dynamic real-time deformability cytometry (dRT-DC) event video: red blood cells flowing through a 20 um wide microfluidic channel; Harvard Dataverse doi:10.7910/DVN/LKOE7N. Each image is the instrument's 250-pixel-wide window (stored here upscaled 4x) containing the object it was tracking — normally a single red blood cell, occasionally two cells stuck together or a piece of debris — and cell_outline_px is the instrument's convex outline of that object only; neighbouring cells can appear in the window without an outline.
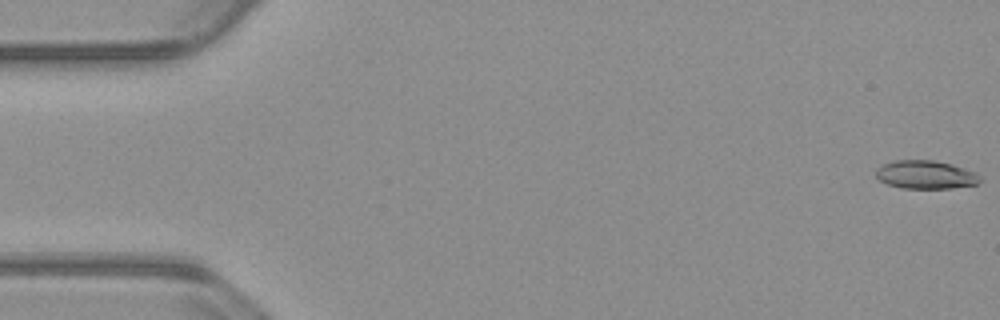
{"species": "common noctule bat (a hibernating species)", "species_latin": "Nyctalus noctula", "temperature_condition": "warm", "stored_images_in_passage": 55, "camera_frame_rate_fps": 3000, "um_per_image_px": 0.085, "animal": {"sex": "male", "body_mass_g": 23.1, "forearm_length_mm": 52.7}, "frame": {"image": 1, "passage_image": 1, "time_ms": 0.0, "image_size_px": [1000, 320], "cell_outline_px": [[980, 180], [976, 184], [952, 188], [900, 188], [888, 184], [880, 180], [876, 176], [876, 168], [884, 164], [896, 160], [932, 160], [952, 164], [976, 172], [980, 176]], "centroid_in_image_um": [78.68, 14.84], "position_along_channel_um": 6.3, "area_um2": 17.11}}
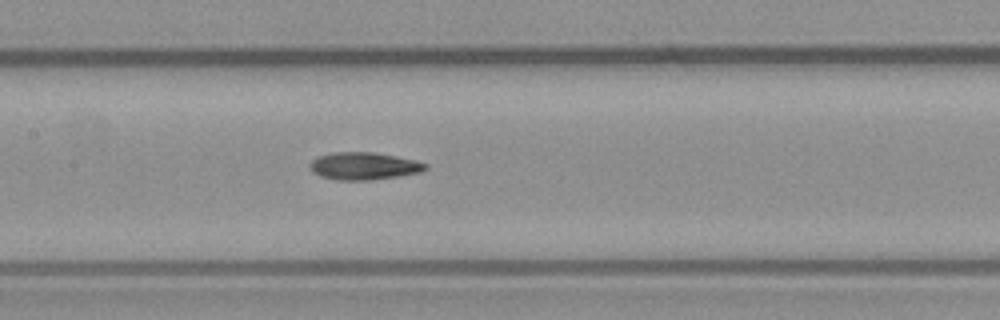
{"frame": {"image": 2, "passage_image": 26, "time_ms": 8.333, "image_size_px": [1000, 320], "cell_outline_px": [[428, 168], [420, 172], [400, 176], [368, 180], [336, 180], [320, 176], [312, 172], [308, 168], [308, 164], [312, 160], [320, 156], [332, 152], [372, 152], [396, 156], [416, 160], [428, 164]], "centroid_in_image_um": [30.91, 14.11], "position_along_channel_um": 176.5, "area_um2": 18.61}}
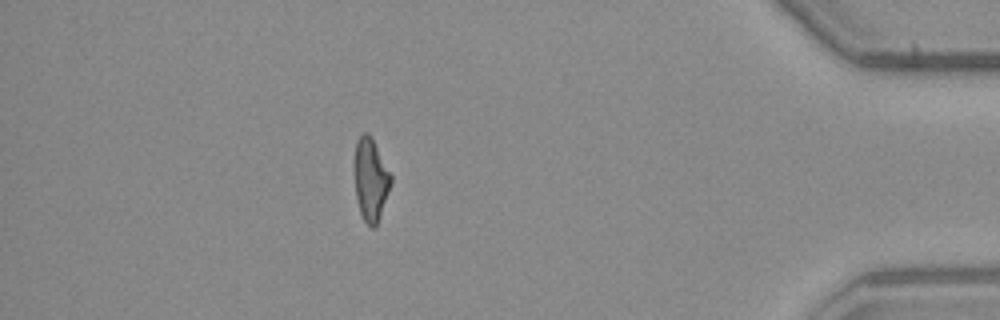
{"frame": {"image": 3, "passage_image": 48, "time_ms": 15.667, "image_size_px": [1000, 320], "cell_outline_px": [[392, 184], [376, 224], [372, 228], [364, 220], [360, 212], [356, 200], [352, 168], [352, 164], [356, 140], [364, 132], [368, 132], [372, 136], [392, 176]], "centroid_in_image_um": [31.46, 15.18], "position_along_channel_um": 403.7, "area_um2": 18.09}, "authors_computed_cell_mechanics": {"area_um2": 17.918, "velocity_mm_per_s": 3.8093, "shape_relaxation_time_tau1_ms": 10.4779, "shape_relaxation_time_tau2_ms": 5.5786, "deformation_change_tau1": 0.2466, "deformation_change_tau2": 0.1499}}